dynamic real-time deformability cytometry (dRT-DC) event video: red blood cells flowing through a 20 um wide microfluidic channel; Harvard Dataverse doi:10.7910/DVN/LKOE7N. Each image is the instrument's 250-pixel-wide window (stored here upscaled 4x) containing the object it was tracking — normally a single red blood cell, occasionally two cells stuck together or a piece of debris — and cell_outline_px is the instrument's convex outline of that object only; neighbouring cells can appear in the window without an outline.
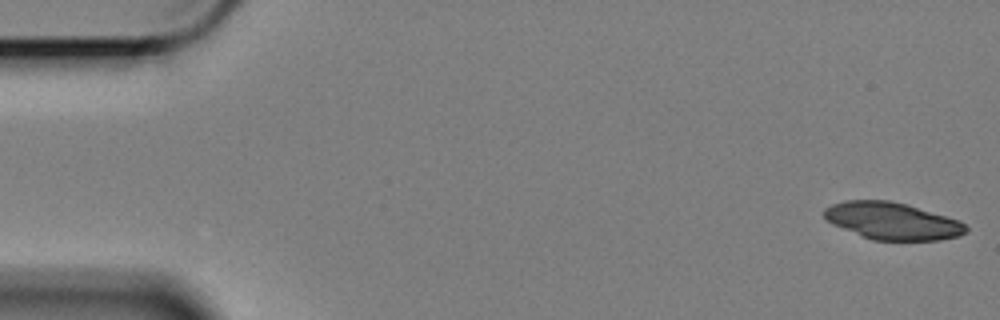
{"species": "Egyptian fruit bat (a non-hibernating species)", "species_latin": "Rousettus aegyptiacus", "temperature_condition": "cold", "stored_images_in_passage": 57, "segment_of_instrument_passage": [1, 2], "camera_frame_rate_fps": 3000, "um_per_image_px": 0.085, "animal": {"sex": "female"}, "frame": {"image": 1, "passage_image": 1, "time_ms": 0.0, "image_size_px": [1000, 320], "cell_outline_px": [[968, 232], [960, 236], [940, 240], [872, 240], [832, 224], [824, 216], [824, 208], [832, 204], [844, 200], [888, 200], [908, 204], [960, 220], [968, 228]], "centroid_in_image_um": [75.87, 18.78], "position_along_channel_um": 9.1, "area_um2": 30.81}}
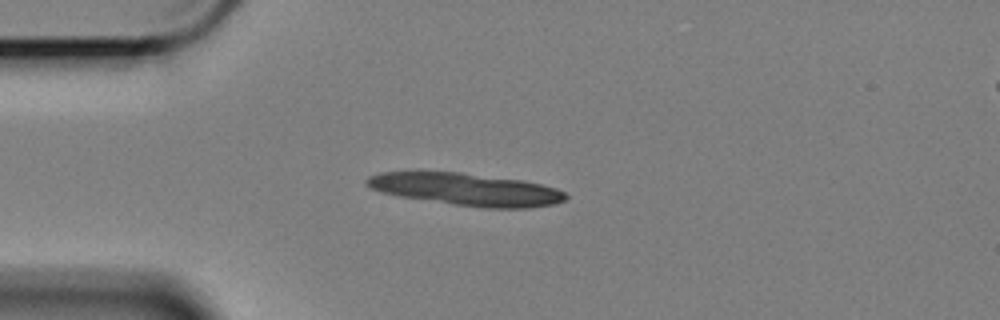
{"frame": {"image": 2, "passage_image": 14, "time_ms": 4.333, "image_size_px": [1000, 320], "cell_outline_px": [[568, 196], [564, 200], [556, 204], [528, 208], [484, 208], [400, 196], [380, 192], [364, 184], [364, 180], [368, 176], [380, 172], [460, 172], [524, 180], [556, 188], [564, 192]], "centroid_in_image_um": [39.64, 16.09], "position_along_channel_um": 45.4, "area_um2": 37.4}}